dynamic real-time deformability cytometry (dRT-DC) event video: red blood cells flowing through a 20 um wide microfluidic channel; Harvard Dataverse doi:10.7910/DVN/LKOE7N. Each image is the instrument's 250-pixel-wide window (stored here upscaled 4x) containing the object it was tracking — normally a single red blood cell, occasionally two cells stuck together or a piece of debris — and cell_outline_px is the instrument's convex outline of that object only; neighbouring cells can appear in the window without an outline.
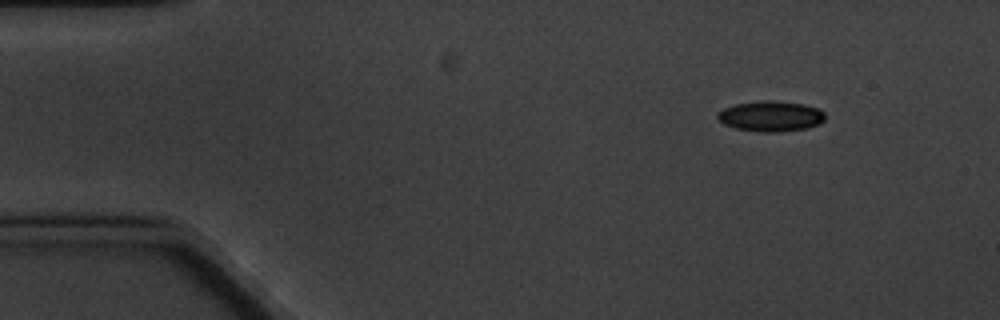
{"species": "common noctule bat (a hibernating species)", "species_latin": "Nyctalus noctula", "temperature_condition": "cold", "stored_images_in_passage": 5, "camera_frame_rate_fps": 3000, "um_per_image_px": 0.085, "animal": {"sex": "male", "body_mass_g": 20.1, "forearm_length_mm": 53.5}, "frame": {"image": 1, "passage_image": 1, "time_ms": 0.0, "image_size_px": [1000, 320], "cell_outline_px": [[824, 120], [820, 124], [804, 128], [780, 132], [756, 132], [736, 128], [724, 124], [716, 116], [724, 108], [736, 104], [764, 100], [772, 100], [804, 104], [816, 108], [824, 112]], "centroid_in_image_um": [65.52, 9.88], "position_along_channel_um": 19.5, "area_um2": 18.96}}
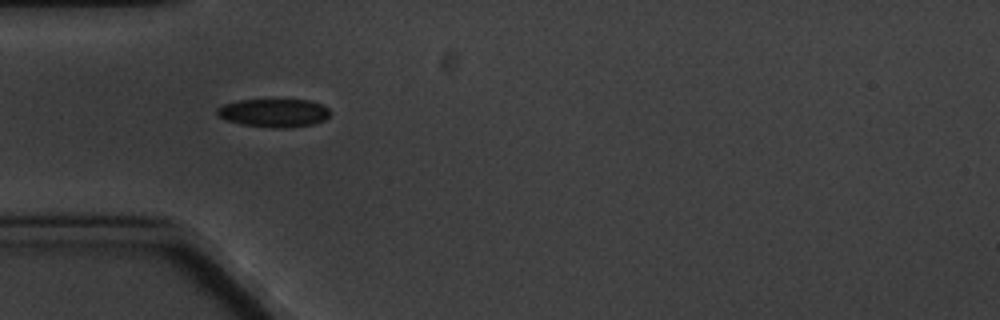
{"frame": {"image": 2, "passage_image": 4, "time_ms": 3.667, "image_size_px": [1000, 320], "cell_outline_px": [[328, 116], [324, 120], [312, 124], [284, 128], [272, 128], [240, 124], [224, 120], [216, 116], [216, 108], [224, 104], [240, 100], [308, 100], [320, 104], [328, 108]], "centroid_in_image_um": [23.2, 9.6], "position_along_channel_um": 61.8, "area_um2": 18.61}}